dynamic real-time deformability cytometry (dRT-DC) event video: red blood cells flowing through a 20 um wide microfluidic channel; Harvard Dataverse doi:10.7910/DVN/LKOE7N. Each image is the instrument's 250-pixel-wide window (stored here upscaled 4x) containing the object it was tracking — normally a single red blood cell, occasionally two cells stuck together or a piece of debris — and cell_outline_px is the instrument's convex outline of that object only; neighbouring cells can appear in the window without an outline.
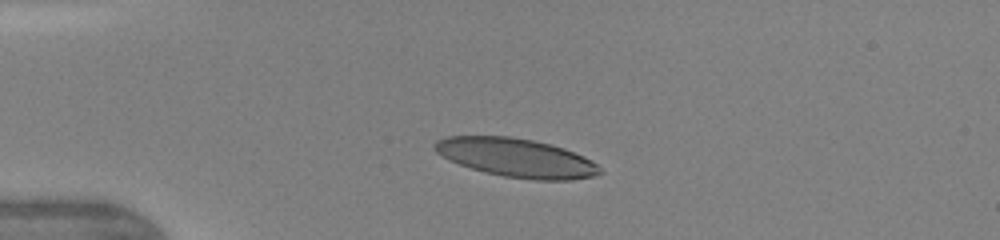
{"species": "human", "species_latin": "Homo sapiens", "temperature_condition": "warm", "stored_images_in_passage": 2, "camera_frame_rate_fps": 3000, "um_per_image_px": 0.085, "donor": {"sex": "female"}, "frame": {"image": 1, "passage_image": 1, "time_ms": 0.0, "image_size_px": [1000, 240], "cell_outline_px": [[604, 172], [596, 176], [572, 180], [536, 180], [504, 176], [484, 172], [448, 160], [436, 152], [432, 148], [432, 144], [436, 140], [448, 136], [508, 136], [532, 140], [552, 144], [564, 148], [584, 156], [592, 160]], "centroid_in_image_um": [43.89, 13.41], "position_along_channel_um": 41.1, "area_um2": 37.45}}